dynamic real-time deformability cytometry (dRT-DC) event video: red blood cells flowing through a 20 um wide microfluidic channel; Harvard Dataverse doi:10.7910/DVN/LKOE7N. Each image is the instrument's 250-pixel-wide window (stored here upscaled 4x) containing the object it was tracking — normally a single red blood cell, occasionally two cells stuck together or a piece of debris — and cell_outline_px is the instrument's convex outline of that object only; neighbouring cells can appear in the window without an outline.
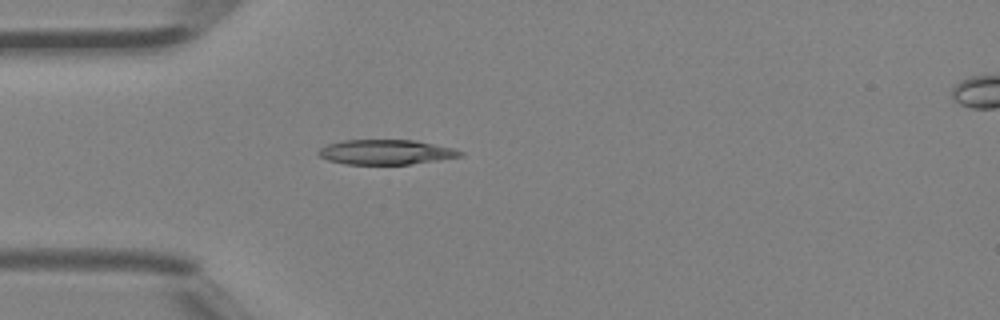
{"species": "Egyptian fruit bat (a non-hibernating species)", "species_latin": "Rousettus aegyptiacus", "temperature_condition": "room temperature", "stored_images_in_passage": 3, "camera_frame_rate_fps": 3000, "um_per_image_px": 0.085, "animal": {"sex": "female"}, "frame": {"image": 1, "passage_image": 3, "time_ms": 0.667, "image_size_px": [1000, 320], "cell_outline_px": [[464, 156], [408, 164], [344, 164], [328, 160], [320, 156], [316, 152], [320, 148], [328, 144], [344, 140], [416, 140], [452, 148], [464, 152]], "centroid_in_image_um": [32.79, 12.92], "position_along_channel_um": 52.2, "area_um2": 20.4}}